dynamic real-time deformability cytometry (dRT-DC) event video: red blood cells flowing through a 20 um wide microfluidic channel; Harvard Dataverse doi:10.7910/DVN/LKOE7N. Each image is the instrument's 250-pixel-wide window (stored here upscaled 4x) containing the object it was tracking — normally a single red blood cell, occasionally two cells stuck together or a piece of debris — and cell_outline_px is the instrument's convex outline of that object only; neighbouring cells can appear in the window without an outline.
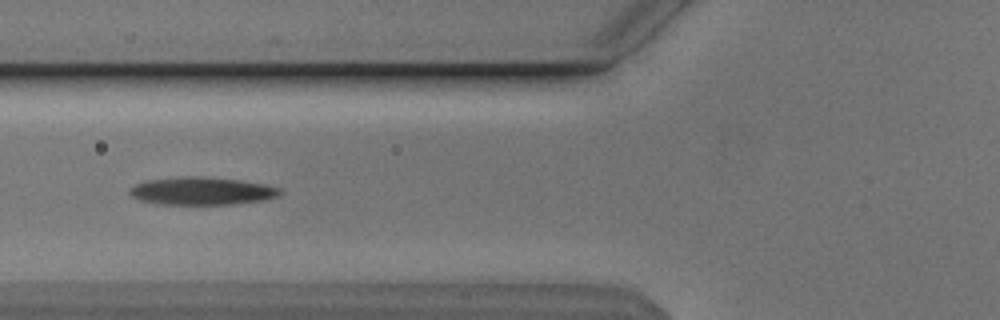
{"species": "Egyptian fruit bat (a non-hibernating species)", "species_latin": "Rousettus aegyptiacus", "temperature_condition": "cold", "stored_images_in_passage": 42, "segment_of_instrument_passage": [1, 2], "camera_frame_rate_fps": 3000, "um_per_image_px": 0.085, "animal": {"sex": "male"}, "frame": {"image": 1, "passage_image": 8, "time_ms": 2.333, "image_size_px": [1000, 320], "cell_outline_px": [[284, 192], [276, 196], [264, 200], [232, 204], [156, 204], [140, 200], [132, 196], [132, 188], [136, 184], [148, 180], [192, 176], [196, 176], [236, 180], [264, 184], [280, 188]], "centroid_in_image_um": [17.19, 16.24], "position_along_channel_um": 108.6, "area_um2": 23.81}}
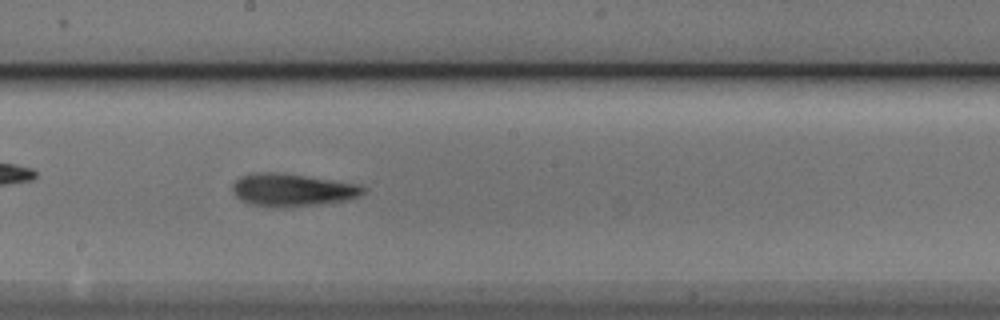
{"frame": {"image": 2, "passage_image": 17, "time_ms": 5.333, "image_size_px": [1000, 320], "cell_outline_px": [[368, 192], [360, 196], [348, 200], [316, 204], [252, 204], [240, 200], [232, 192], [232, 184], [240, 176], [252, 172], [276, 172], [360, 184]], "centroid_in_image_um": [24.86, 16.09], "position_along_channel_um": 223.3, "area_um2": 24.04}}
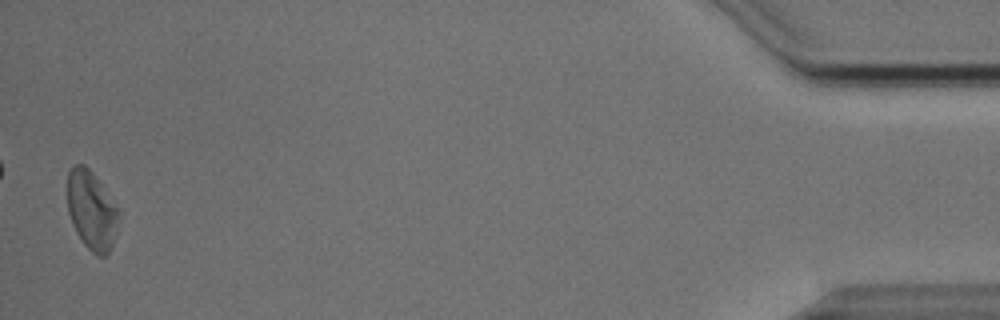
{"frame": {"image": 3, "passage_image": 40, "time_ms": 13.0, "image_size_px": [1000, 320], "cell_outline_px": [[116, 216], [112, 244], [108, 252], [104, 256], [96, 256], [84, 244], [76, 232], [72, 224], [68, 212], [68, 172], [76, 164], [84, 164], [92, 172], [116, 208]], "centroid_in_image_um": [7.71, 17.88], "position_along_channel_um": 427.5, "area_um2": 22.43}}